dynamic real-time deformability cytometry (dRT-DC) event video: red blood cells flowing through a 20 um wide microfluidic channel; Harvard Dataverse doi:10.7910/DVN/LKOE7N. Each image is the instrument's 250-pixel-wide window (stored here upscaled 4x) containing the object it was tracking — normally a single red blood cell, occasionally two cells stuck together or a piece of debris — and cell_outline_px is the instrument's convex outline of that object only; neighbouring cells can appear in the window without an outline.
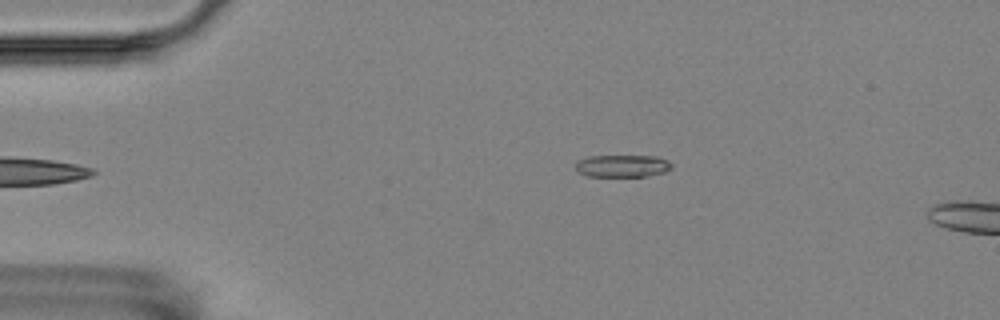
{"species": "Egyptian fruit bat (a non-hibernating species)", "species_latin": "Rousettus aegyptiacus", "temperature_condition": "room temperature", "stored_images_in_passage": 3, "camera_frame_rate_fps": 3000, "um_per_image_px": 0.085, "animal": {"sex": "female"}, "frame": {"image": 1, "passage_image": 3, "time_ms": 2.333, "image_size_px": [1000, 320], "cell_outline_px": [[672, 168], [664, 172], [648, 176], [588, 176], [576, 172], [576, 160], [588, 156], [656, 156], [668, 160], [672, 164]], "centroid_in_image_um": [52.88, 14.1], "position_along_channel_um": 32.1, "area_um2": 12.6}}